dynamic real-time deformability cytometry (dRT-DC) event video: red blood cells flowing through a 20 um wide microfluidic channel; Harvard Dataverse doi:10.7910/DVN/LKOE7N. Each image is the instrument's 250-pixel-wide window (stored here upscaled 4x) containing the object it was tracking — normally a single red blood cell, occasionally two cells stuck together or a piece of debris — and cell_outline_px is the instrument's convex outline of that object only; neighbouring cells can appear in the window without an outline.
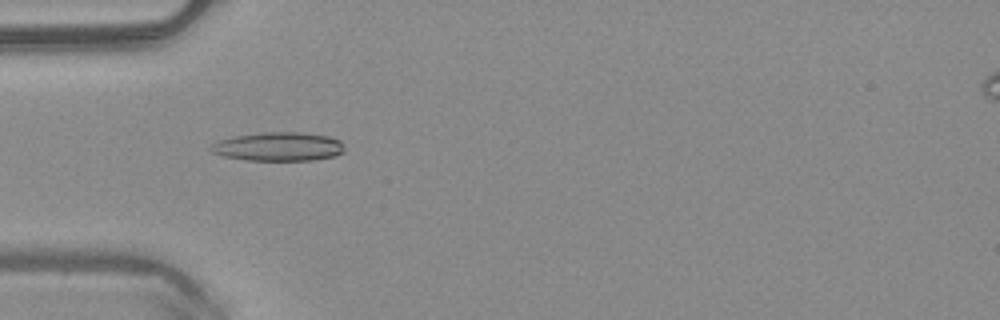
{"species": "common noctule bat (a hibernating species)", "species_latin": "Nyctalus noctula", "temperature_condition": "warm", "stored_images_in_passage": 50, "camera_frame_rate_fps": 3000, "um_per_image_px": 0.085, "animal": {"sex": "male", "body_mass_g": 20.4}, "frame": {"image": 1, "passage_image": 16, "time_ms": 5.0, "image_size_px": [1000, 320], "cell_outline_px": [[344, 152], [336, 156], [312, 160], [248, 160], [224, 156], [212, 152], [208, 148], [212, 144], [220, 140], [232, 136], [264, 132], [300, 132], [328, 136], [340, 140], [344, 144]], "centroid_in_image_um": [23.69, 12.46], "position_along_channel_um": 61.3, "area_um2": 22.48}}
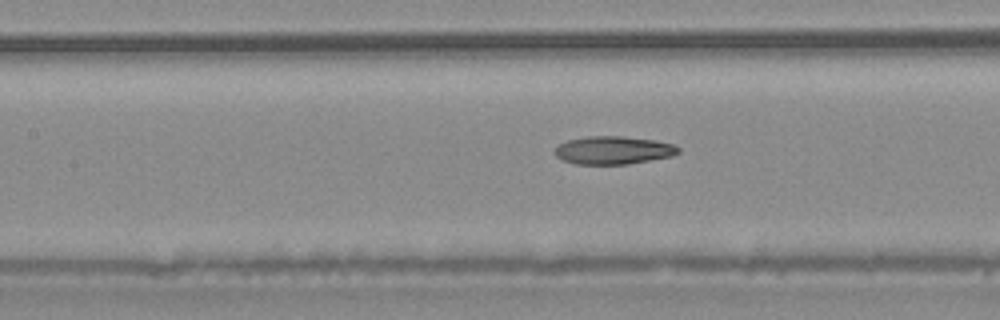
{"frame": {"image": 2, "passage_image": 23, "time_ms": 7.333, "image_size_px": [1000, 320], "cell_outline_px": [[680, 152], [672, 156], [628, 164], [576, 164], [564, 160], [556, 156], [552, 152], [560, 144], [568, 140], [588, 136], [624, 136], [656, 140], [676, 144], [680, 148]], "centroid_in_image_um": [52.17, 12.76], "position_along_channel_um": 155.2, "area_um2": 20.29}}
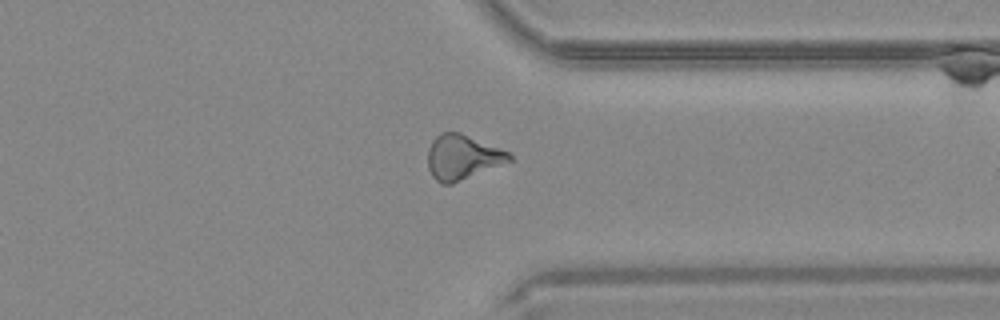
{"frame": {"image": 3, "passage_image": 39, "time_ms": 12.667, "image_size_px": [1000, 320], "cell_outline_px": [[512, 160], [452, 184], [440, 184], [432, 176], [428, 168], [428, 148], [432, 140], [440, 132], [460, 132], [512, 152]], "centroid_in_image_um": [39.3, 13.35], "position_along_channel_um": 372.1, "area_um2": 21.44}, "authors_computed_cell_mechanics": {"area_um2": 20.7791, "velocity_mm_per_s": 4.0874, "shape_relaxation_time_tau1_ms": null, "shape_relaxation_time_tau2_ms": 4.2258, "deformation_change_tau1": null, "deformation_change_tau2": 0.1461}}